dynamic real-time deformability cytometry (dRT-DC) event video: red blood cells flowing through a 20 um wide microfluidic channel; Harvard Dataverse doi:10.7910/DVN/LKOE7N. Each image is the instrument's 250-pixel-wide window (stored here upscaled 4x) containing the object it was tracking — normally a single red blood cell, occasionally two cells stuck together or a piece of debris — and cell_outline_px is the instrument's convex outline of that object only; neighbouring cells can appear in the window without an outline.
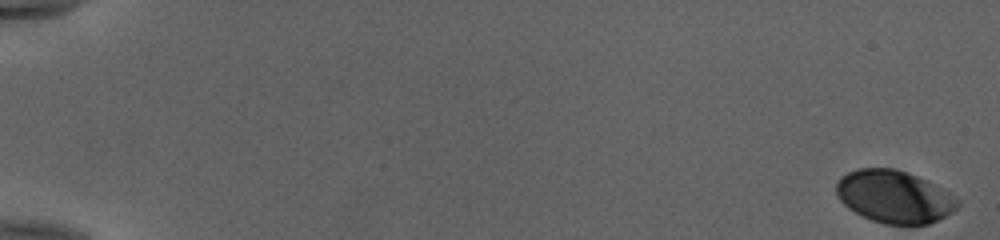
{"species": "human", "species_latin": "Homo sapiens", "temperature_condition": "cold", "stored_images_in_passage": 53, "camera_frame_rate_fps": 3000, "um_per_image_px": 0.085, "donor": {"sex": "female"}, "frame": {"image": 1, "passage_image": 1, "time_ms": 0.0, "image_size_px": [1000, 240], "cell_outline_px": [[960, 204], [952, 212], [928, 224], [884, 224], [872, 220], [848, 208], [836, 196], [836, 184], [840, 176], [856, 168], [896, 168], [928, 180], [956, 196], [960, 200]], "centroid_in_image_um": [76.01, 16.7], "position_along_channel_um": 9.0, "area_um2": 37.28}}
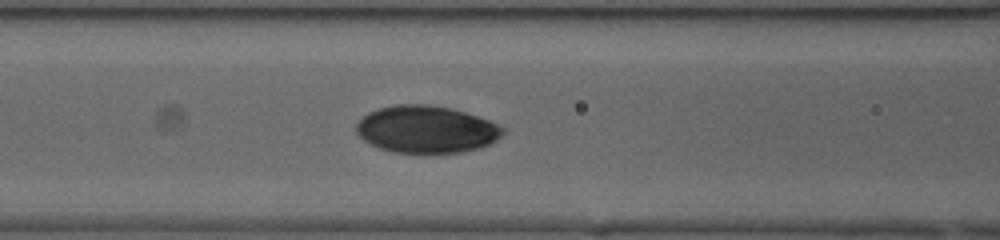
{"frame": {"image": 2, "passage_image": 25, "time_ms": 8.0, "image_size_px": [1000, 240], "cell_outline_px": [[504, 132], [496, 140], [480, 148], [460, 152], [396, 152], [380, 148], [368, 144], [356, 132], [356, 124], [368, 112], [380, 108], [396, 104], [428, 104], [448, 108], [464, 112], [488, 120], [504, 128]], "centroid_in_image_um": [36.21, 10.99], "position_along_channel_um": 130.4, "area_um2": 39.88}}
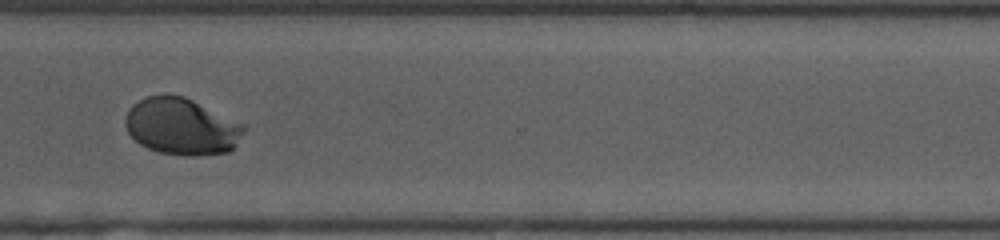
{"frame": {"image": 3, "passage_image": 42, "time_ms": 13.667, "image_size_px": [1000, 240], "cell_outline_px": [[244, 132], [232, 148], [228, 152], [200, 156], [184, 156], [160, 152], [148, 148], [140, 144], [128, 132], [124, 124], [124, 120], [132, 104], [148, 96], [164, 92], [168, 92], [184, 96], [244, 124]], "centroid_in_image_um": [15.41, 10.73], "position_along_channel_um": 355.2, "area_um2": 39.36}, "authors_computed_cell_mechanics": {"area_um2": 38.0324, "velocity_mm_per_s": 3.9699, "shape_relaxation_time_tau1_ms": 2.912, "shape_relaxation_time_tau2_ms": null, "deformation_change_tau1": 0.1425, "deformation_change_tau2": null}}